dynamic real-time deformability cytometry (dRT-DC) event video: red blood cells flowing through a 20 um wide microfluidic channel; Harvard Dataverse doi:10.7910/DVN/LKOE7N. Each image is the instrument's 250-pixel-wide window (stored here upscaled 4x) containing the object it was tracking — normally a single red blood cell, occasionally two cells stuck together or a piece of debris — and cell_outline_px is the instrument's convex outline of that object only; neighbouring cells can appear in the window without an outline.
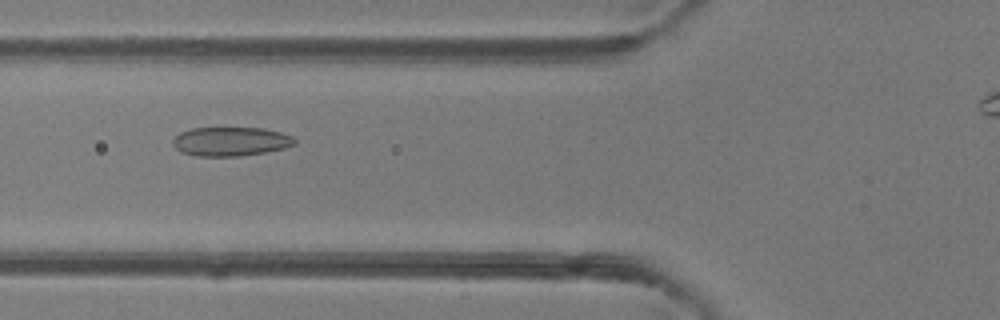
{"species": "common noctule bat (a hibernating species)", "species_latin": "Nyctalus noctula", "temperature_condition": "room temperature", "stored_images_in_passage": 28, "camera_frame_rate_fps": 3000, "um_per_image_px": 0.085, "animal": {"sex": "female"}, "frame": {"image": 1, "passage_image": 3, "time_ms": 0.667, "image_size_px": [1000, 320], "cell_outline_px": [[296, 144], [284, 148], [264, 152], [240, 156], [196, 156], [180, 152], [172, 144], [172, 140], [180, 132], [192, 128], [264, 128], [280, 132], [292, 136], [296, 140]], "centroid_in_image_um": [19.59, 12.02], "position_along_channel_um": 106.2, "area_um2": 20.63}}
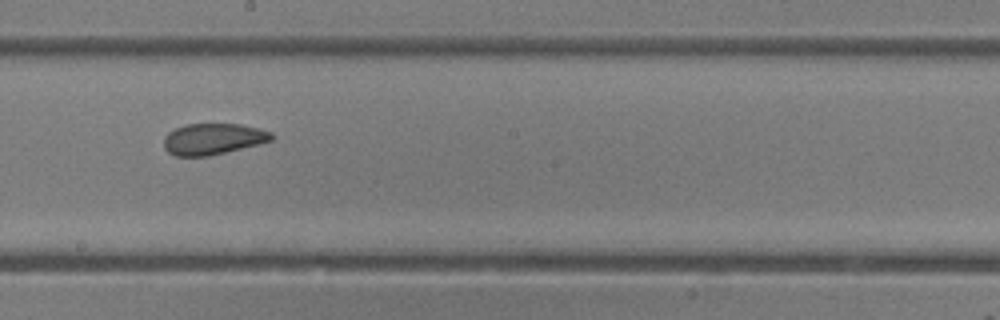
{"frame": {"image": 2, "passage_image": 12, "time_ms": 3.667, "image_size_px": [1000, 320], "cell_outline_px": [[276, 136], [272, 140], [208, 156], [176, 156], [168, 152], [164, 148], [164, 136], [168, 132], [184, 124], [240, 124], [272, 132]], "centroid_in_image_um": [18.07, 11.8], "position_along_channel_um": 230.1, "area_um2": 19.42}}
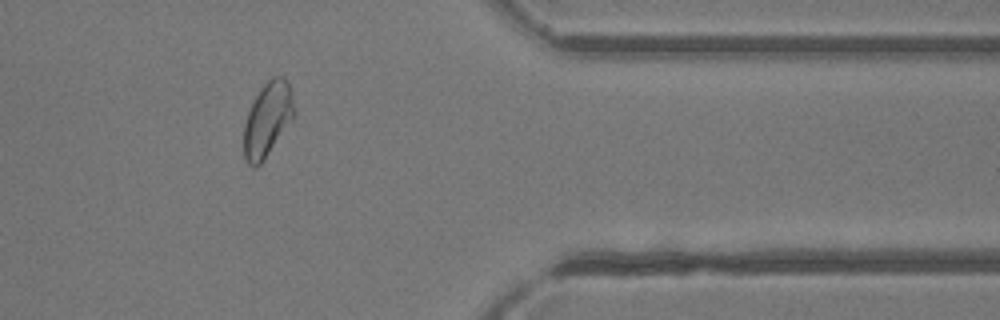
{"frame": {"image": 3, "passage_image": 25, "time_ms": 8.0, "image_size_px": [1000, 320], "cell_outline_px": [[296, 112], [292, 120], [264, 160], [256, 168], [252, 168], [244, 160], [244, 124], [252, 100], [260, 88], [272, 76], [280, 76], [288, 84]], "centroid_in_image_um": [22.71, 10.18], "position_along_channel_um": 388.7, "area_um2": 21.79}}